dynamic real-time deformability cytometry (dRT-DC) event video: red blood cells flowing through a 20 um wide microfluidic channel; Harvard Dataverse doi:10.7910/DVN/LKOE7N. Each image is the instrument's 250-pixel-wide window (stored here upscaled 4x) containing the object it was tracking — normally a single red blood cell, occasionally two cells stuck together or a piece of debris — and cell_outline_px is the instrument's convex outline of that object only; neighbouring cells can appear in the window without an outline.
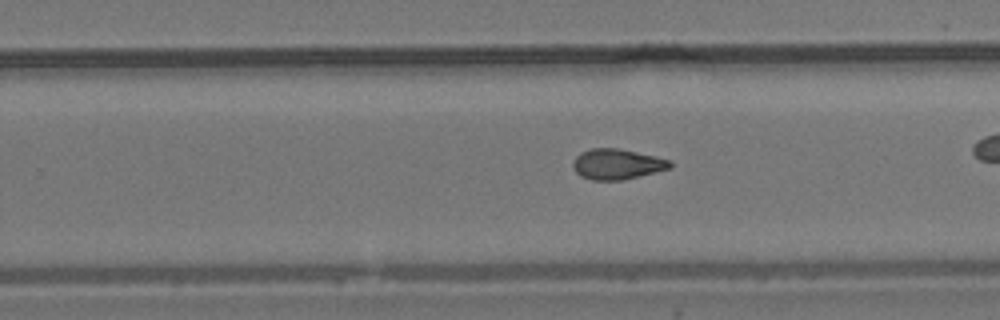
{"species": "common noctule bat (a hibernating species)", "species_latin": "Nyctalus noctula", "temperature_condition": "room temperature", "stored_images_in_passage": 32, "camera_frame_rate_fps": 3000, "um_per_image_px": 0.085, "animal": {"sex": "male", "body_mass_g": 19.2, "forearm_length_mm": 51.8}, "frame": {"image": 1, "passage_image": 23, "time_ms": 7.333, "image_size_px": [1000, 320], "cell_outline_px": [[672, 168], [624, 180], [592, 180], [580, 176], [572, 168], [572, 164], [576, 156], [580, 152], [592, 148], [616, 148], [656, 156], [672, 160]], "centroid_in_image_um": [52.46, 13.96], "position_along_channel_um": 277.3, "area_um2": 17.4}}